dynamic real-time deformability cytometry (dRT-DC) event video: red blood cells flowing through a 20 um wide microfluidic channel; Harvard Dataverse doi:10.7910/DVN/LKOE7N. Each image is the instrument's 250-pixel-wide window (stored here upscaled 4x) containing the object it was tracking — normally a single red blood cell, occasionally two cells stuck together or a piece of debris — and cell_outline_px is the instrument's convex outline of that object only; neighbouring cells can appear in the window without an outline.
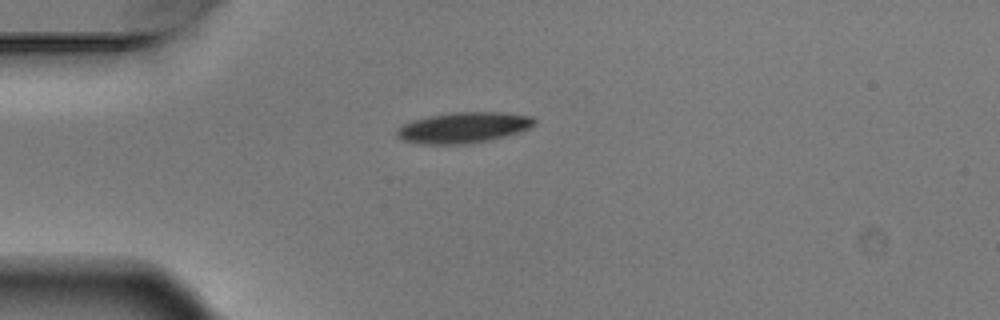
{"species": "Egyptian fruit bat (a non-hibernating species)", "species_latin": "Rousettus aegyptiacus", "temperature_condition": "warm", "stored_images_in_passage": 2, "camera_frame_rate_fps": 3000, "um_per_image_px": 0.085, "animal": {"sex": "male"}, "frame": {"image": 1, "passage_image": 1, "time_ms": 0.0, "image_size_px": [1000, 320], "cell_outline_px": [[536, 124], [528, 128], [504, 136], [488, 140], [464, 144], [424, 144], [404, 140], [396, 136], [396, 128], [412, 120], [428, 116], [452, 112], [504, 112], [532, 116], [536, 120]], "centroid_in_image_um": [39.38, 10.83], "position_along_channel_um": 45.6, "area_um2": 24.57}}